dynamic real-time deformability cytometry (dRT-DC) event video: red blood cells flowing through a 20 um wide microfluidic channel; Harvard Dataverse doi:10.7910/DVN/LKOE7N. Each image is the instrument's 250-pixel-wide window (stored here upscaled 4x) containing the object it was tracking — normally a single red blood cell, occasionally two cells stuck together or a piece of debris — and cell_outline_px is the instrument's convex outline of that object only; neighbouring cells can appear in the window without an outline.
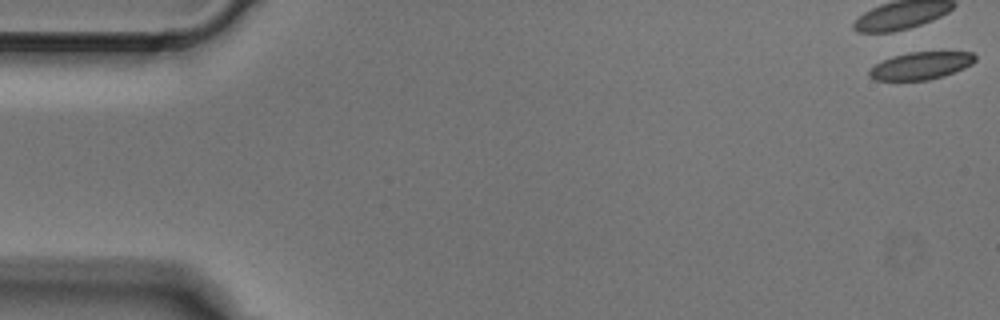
{"species": "Egyptian fruit bat (a non-hibernating species)", "species_latin": "Rousettus aegyptiacus", "temperature_condition": "cold", "stored_images_in_passage": 4, "camera_frame_rate_fps": 3000, "um_per_image_px": 0.085, "animal": {"sex": "male"}, "frame": {"image": 1, "passage_image": 1, "time_ms": 0.0, "image_size_px": [1000, 320], "cell_outline_px": [[976, 60], [972, 64], [964, 68], [944, 76], [928, 80], [876, 80], [868, 76], [868, 72], [876, 64], [892, 56], [908, 52], [972, 52], [976, 56]], "centroid_in_image_um": [78.29, 5.58], "position_along_channel_um": 6.7, "area_um2": 16.88}}